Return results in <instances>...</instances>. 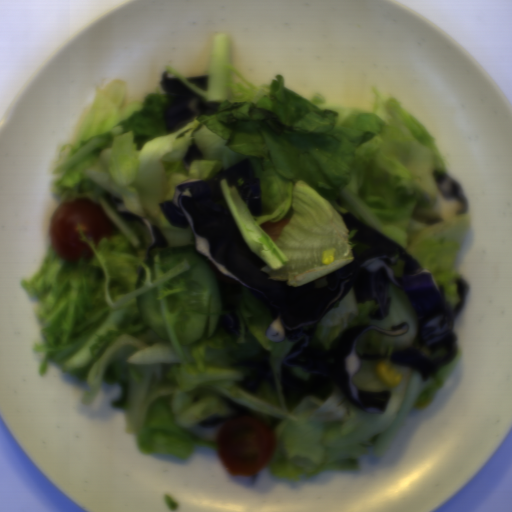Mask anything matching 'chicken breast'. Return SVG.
<instances>
[{
  "instance_id": "1",
  "label": "chicken breast",
  "mask_w": 512,
  "mask_h": 512,
  "mask_svg": "<svg viewBox=\"0 0 512 512\" xmlns=\"http://www.w3.org/2000/svg\"><path fill=\"white\" fill-rule=\"evenodd\" d=\"M290 218H282L277 222H263L260 227L261 230L268 235L272 241H277L279 235L284 227L288 226Z\"/></svg>"
}]
</instances>
